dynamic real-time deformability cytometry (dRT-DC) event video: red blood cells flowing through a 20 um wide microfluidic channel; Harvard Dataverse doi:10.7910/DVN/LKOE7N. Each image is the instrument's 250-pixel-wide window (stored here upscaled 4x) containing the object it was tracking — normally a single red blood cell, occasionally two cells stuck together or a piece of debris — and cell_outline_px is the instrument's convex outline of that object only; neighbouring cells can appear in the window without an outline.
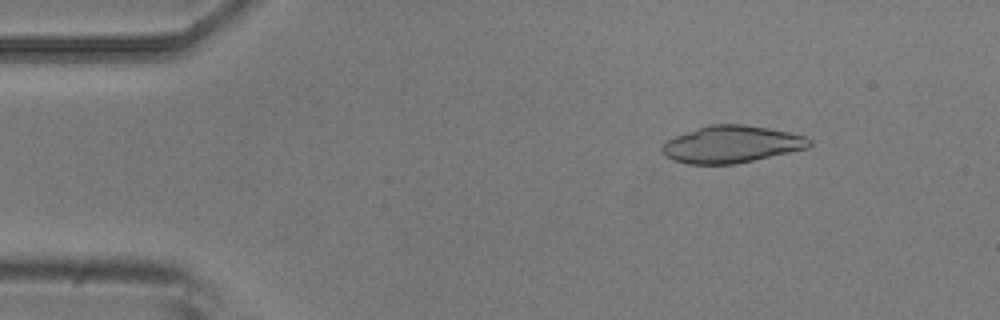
{"species": "common noctule bat (a hibernating species)", "species_latin": "Nyctalus noctula", "temperature_condition": "room temperature", "stored_images_in_passage": 4, "camera_frame_rate_fps": 3000, "um_per_image_px": 0.085, "animal": {"sex": "male", "body_mass_g": 20.5, "forearm_length_mm": 52.5}, "frame": {"image": 1, "passage_image": 2, "time_ms": 0.333, "image_size_px": [1000, 320], "cell_outline_px": [[812, 144], [808, 148], [736, 164], [688, 164], [672, 160], [664, 156], [660, 152], [660, 148], [668, 140], [676, 136], [712, 124], [744, 124], [768, 128], [788, 132], [804, 136], [812, 140]], "centroid_in_image_um": [62.18, 12.28], "position_along_channel_um": 22.8, "area_um2": 31.67}}